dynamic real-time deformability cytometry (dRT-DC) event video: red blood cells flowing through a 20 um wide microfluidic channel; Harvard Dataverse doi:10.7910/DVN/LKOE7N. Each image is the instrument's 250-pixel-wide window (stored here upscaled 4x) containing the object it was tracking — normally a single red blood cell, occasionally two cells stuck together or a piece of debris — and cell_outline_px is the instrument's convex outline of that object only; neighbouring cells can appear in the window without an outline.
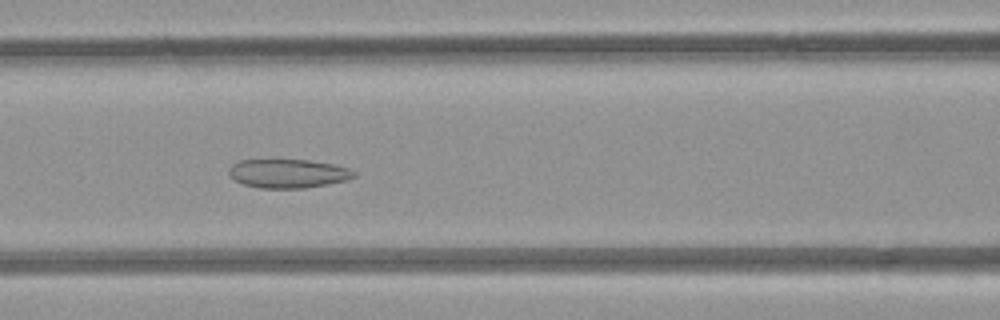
{"species": "common noctule bat (a hibernating species)", "species_latin": "Nyctalus noctula", "temperature_condition": "room temperature", "stored_images_in_passage": 7, "camera_frame_rate_fps": 3000, "um_per_image_px": 0.085, "animal": {"sex": "female", "body_mass_g": 21.9}, "frame": {"image": 1, "passage_image": 6, "time_ms": 5.667, "image_size_px": [1000, 320], "cell_outline_px": [[356, 176], [348, 180], [328, 184], [304, 188], [260, 188], [244, 184], [228, 176], [228, 168], [232, 164], [240, 160], [308, 160], [332, 164], [348, 168], [356, 172]], "centroid_in_image_um": [24.48, 14.75], "position_along_channel_um": 142.1, "area_um2": 21.04}}
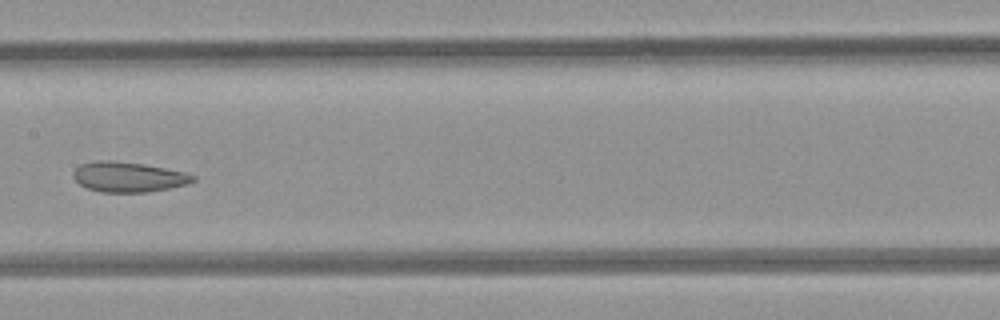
{"frame": {"image": 2, "passage_image": 7, "time_ms": 7.0, "image_size_px": [1000, 320], "cell_outline_px": [[196, 180], [188, 184], [148, 192], [100, 192], [88, 188], [80, 184], [72, 176], [76, 168], [80, 164], [100, 160], [108, 160], [140, 164], [164, 168], [184, 172], [196, 176]], "centroid_in_image_um": [10.91, 15.05], "position_along_channel_um": 196.5, "area_um2": 20.75}}